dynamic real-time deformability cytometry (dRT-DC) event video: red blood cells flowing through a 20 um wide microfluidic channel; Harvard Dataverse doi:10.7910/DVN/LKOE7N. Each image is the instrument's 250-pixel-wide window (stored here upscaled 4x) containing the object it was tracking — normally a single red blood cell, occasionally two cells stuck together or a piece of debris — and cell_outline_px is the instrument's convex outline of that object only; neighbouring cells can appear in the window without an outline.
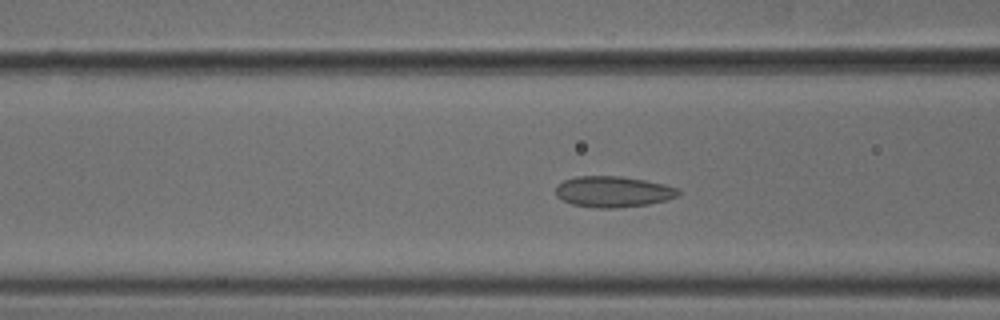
{"species": "common noctule bat (a hibernating species)", "species_latin": "Nyctalus noctula", "temperature_condition": "cold", "stored_images_in_passage": 51, "camera_frame_rate_fps": 3000, "um_per_image_px": 0.085, "animal": {"sex": "male", "body_mass_g": 18.8}, "frame": {"image": 1, "passage_image": 19, "time_ms": 6.0, "image_size_px": [1000, 320], "cell_outline_px": [[680, 196], [668, 200], [648, 204], [616, 208], [596, 208], [572, 204], [556, 196], [556, 184], [564, 180], [576, 176], [620, 176], [644, 180], [664, 184], [680, 188]], "centroid_in_image_um": [52.14, 16.29], "position_along_channel_um": 114.5, "area_um2": 22.31}}
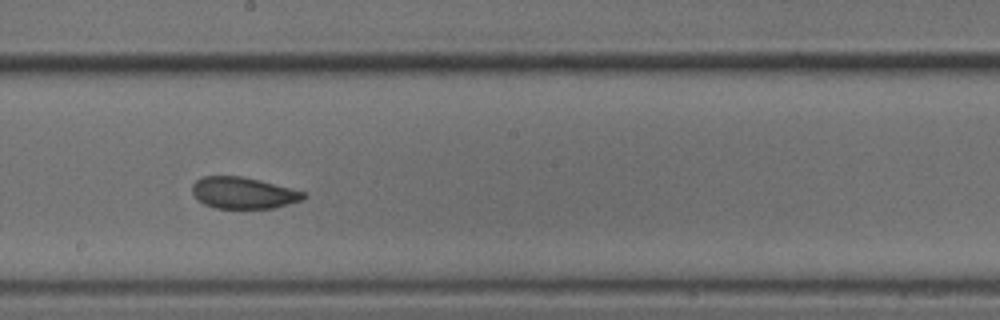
{"frame": {"image": 2, "passage_image": 28, "time_ms": 9.0, "image_size_px": [1000, 320], "cell_outline_px": [[308, 196], [300, 200], [288, 204], [272, 208], [216, 208], [204, 204], [192, 192], [192, 184], [196, 180], [204, 176], [244, 176], [292, 188], [304, 192]], "centroid_in_image_um": [20.69, 16.38], "position_along_channel_um": 227.5, "area_um2": 20.35}}
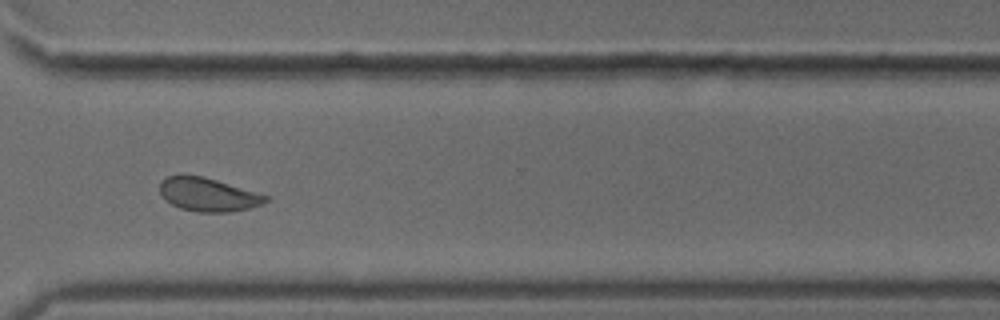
{"frame": {"image": 3, "passage_image": 38, "time_ms": 12.333, "image_size_px": [1000, 320], "cell_outline_px": [[268, 200], [260, 204], [248, 208], [232, 212], [196, 212], [180, 208], [164, 200], [160, 192], [160, 180], [168, 176], [180, 172], [204, 176], [268, 196]], "centroid_in_image_um": [17.59, 16.51], "position_along_channel_um": 353.0, "area_um2": 20.92}, "authors_computed_cell_mechanics": {"area_um2": 21.6172, "velocity_mm_per_s": 3.7635, "shape_relaxation_time_tau1_ms": null, "shape_relaxation_time_tau2_ms": 1.3688, "deformation_change_tau1": null, "deformation_change_tau2": 0.0677}}